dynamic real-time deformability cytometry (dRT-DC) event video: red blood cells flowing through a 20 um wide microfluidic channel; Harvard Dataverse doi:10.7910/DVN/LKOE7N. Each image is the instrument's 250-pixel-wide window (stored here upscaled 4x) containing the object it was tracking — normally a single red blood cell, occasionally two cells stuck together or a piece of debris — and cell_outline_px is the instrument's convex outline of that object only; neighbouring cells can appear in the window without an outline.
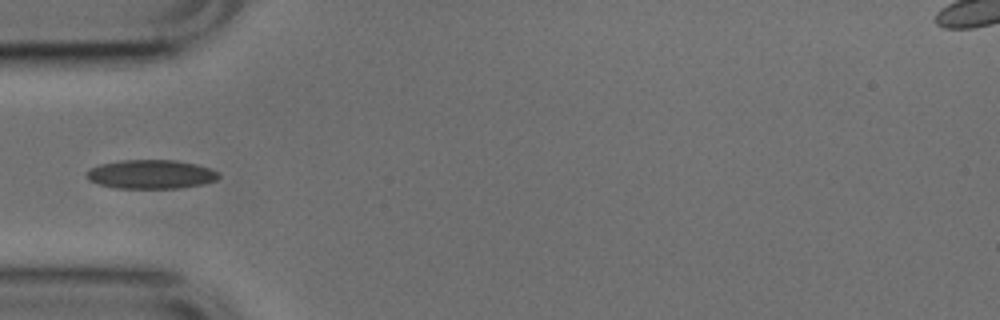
{"species": "common noctule bat (a hibernating species)", "species_latin": "Nyctalus noctula", "temperature_condition": "cold", "stored_images_in_passage": 37, "camera_frame_rate_fps": 3000, "um_per_image_px": 0.085, "animal": {"sex": "male", "body_mass_g": 17.9, "forearm_length_mm": 54.2}, "frame": {"image": 1, "passage_image": 1, "time_ms": 0.0, "image_size_px": [1000, 320], "cell_outline_px": [[220, 176], [216, 180], [204, 184], [180, 188], [116, 188], [100, 184], [88, 180], [88, 172], [92, 168], [100, 164], [120, 160], [176, 160], [196, 164], [208, 168], [216, 172]], "centroid_in_image_um": [12.85, 14.81], "position_along_channel_um": 72.2, "area_um2": 22.08}}
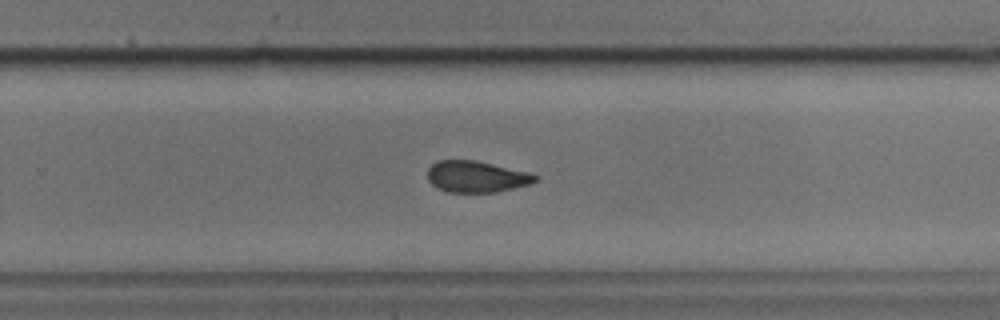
{"frame": {"image": 2, "passage_image": 18, "time_ms": 5.667, "image_size_px": [1000, 320], "cell_outline_px": [[540, 176], [536, 180], [528, 184], [496, 192], [448, 192], [436, 188], [428, 180], [428, 168], [436, 160], [476, 160], [532, 172]], "centroid_in_image_um": [40.5, 15.0], "position_along_channel_um": 289.3, "area_um2": 19.88}}
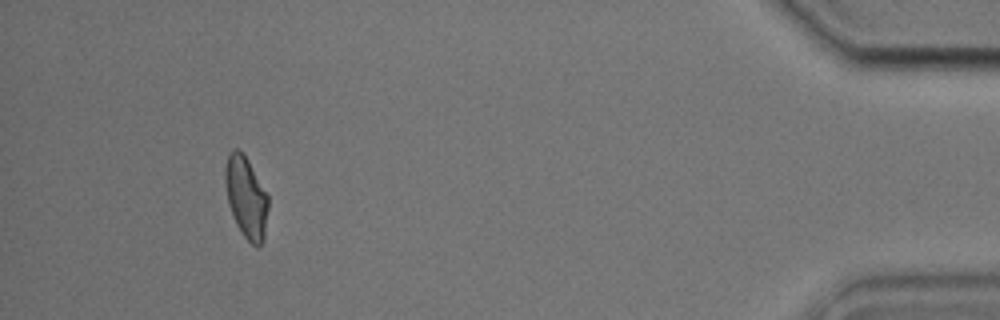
{"frame": {"image": 3, "passage_image": 33, "time_ms": 10.667, "image_size_px": [1000, 320], "cell_outline_px": [[268, 208], [264, 240], [256, 248], [240, 232], [236, 224], [228, 204], [224, 180], [224, 172], [228, 152], [232, 148], [236, 148], [244, 152], [268, 196]], "centroid_in_image_um": [20.9, 16.74], "position_along_channel_um": 414.3, "area_um2": 20.69}}